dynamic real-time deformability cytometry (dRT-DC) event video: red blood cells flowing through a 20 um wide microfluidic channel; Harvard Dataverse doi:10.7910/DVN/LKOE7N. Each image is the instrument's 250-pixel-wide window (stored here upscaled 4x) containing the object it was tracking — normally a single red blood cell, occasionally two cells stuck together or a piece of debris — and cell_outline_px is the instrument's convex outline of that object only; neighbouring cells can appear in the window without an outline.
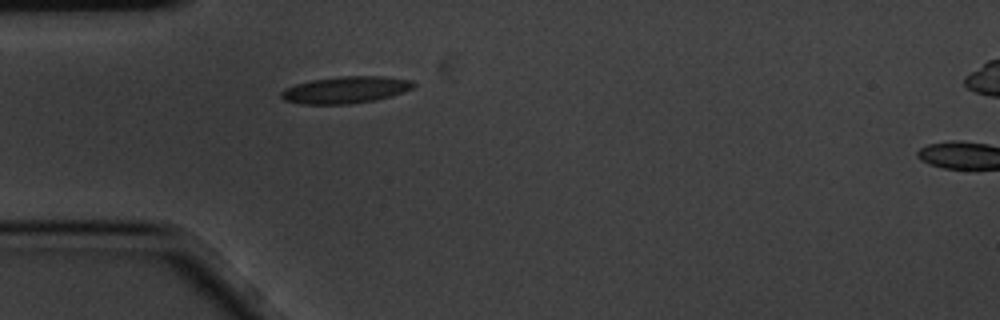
{"species": "common noctule bat (a hibernating species)", "species_latin": "Nyctalus noctula", "temperature_condition": "cold", "stored_images_in_passage": 2, "segment_of_instrument_passage": [1, 2], "camera_frame_rate_fps": 3000, "um_per_image_px": 0.085, "animal": {"sex": "male", "body_mass_g": 20.1, "forearm_length_mm": 53.5}, "frame": {"image": 1, "passage_image": 1, "time_ms": 0.0, "image_size_px": [1000, 320], "cell_outline_px": [[416, 84], [412, 88], [392, 96], [376, 100], [348, 104], [300, 104], [284, 100], [280, 96], [280, 92], [284, 88], [296, 84], [312, 80], [340, 76], [384, 76], [412, 80]], "centroid_in_image_um": [29.37, 7.64], "position_along_channel_um": 55.6, "area_um2": 20.81}}